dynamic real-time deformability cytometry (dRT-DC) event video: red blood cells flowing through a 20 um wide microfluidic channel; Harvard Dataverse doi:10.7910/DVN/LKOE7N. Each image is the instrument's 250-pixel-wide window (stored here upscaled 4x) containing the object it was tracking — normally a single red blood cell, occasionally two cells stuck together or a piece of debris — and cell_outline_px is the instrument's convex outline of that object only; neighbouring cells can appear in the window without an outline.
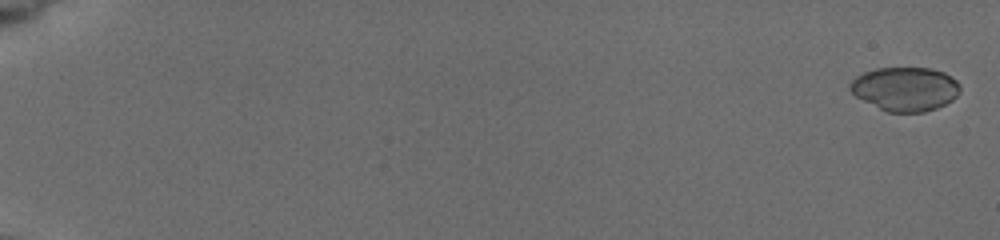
{"species": "common noctule bat (a hibernating species)", "species_latin": "Nyctalus noctula", "temperature_condition": "cold", "stored_images_in_passage": 24, "camera_frame_rate_fps": 3000, "um_per_image_px": 0.085, "animal": {"sex": "female", "body_mass_g": 19.5, "forearm_length_mm": 54.1}, "frame": {"image": 1, "passage_image": 1, "time_ms": 0.0, "image_size_px": [1000, 240], "cell_outline_px": [[960, 92], [952, 100], [936, 108], [924, 112], [888, 112], [856, 96], [848, 88], [848, 84], [856, 76], [864, 72], [876, 68], [932, 68], [944, 72], [956, 80], [960, 84]], "centroid_in_image_um": [76.95, 7.55], "position_along_channel_um": 8.1, "area_um2": 28.09}}
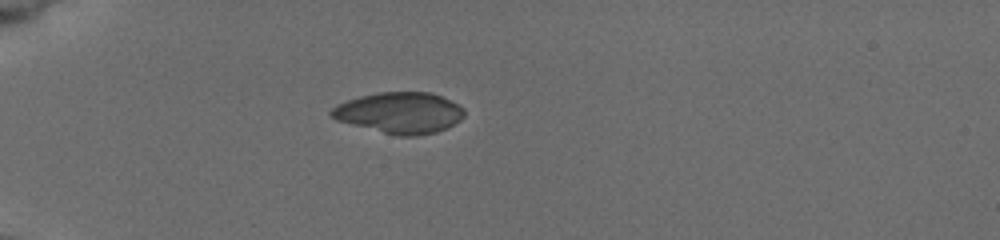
{"frame": {"image": 2, "passage_image": 14, "time_ms": 5.667, "image_size_px": [1000, 240], "cell_outline_px": [[464, 116], [460, 120], [448, 128], [436, 132], [416, 136], [396, 136], [336, 120], [328, 112], [336, 104], [360, 96], [376, 92], [428, 92], [440, 96], [464, 108]], "centroid_in_image_um": [33.96, 9.59], "position_along_channel_um": 51.0, "area_um2": 31.79}}